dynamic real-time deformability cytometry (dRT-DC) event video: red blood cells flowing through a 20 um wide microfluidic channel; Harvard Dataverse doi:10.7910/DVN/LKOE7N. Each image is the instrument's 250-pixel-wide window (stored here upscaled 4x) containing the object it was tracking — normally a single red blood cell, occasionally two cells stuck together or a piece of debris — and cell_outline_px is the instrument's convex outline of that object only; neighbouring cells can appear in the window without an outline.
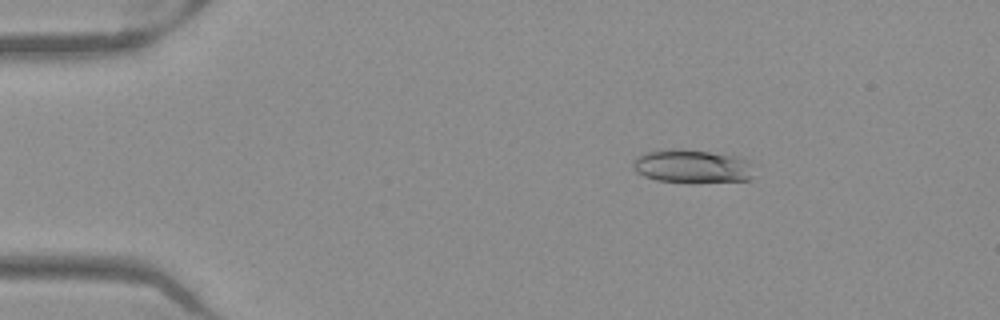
{"species": "Egyptian fruit bat (a non-hibernating species)", "species_latin": "Rousettus aegyptiacus", "temperature_condition": "warm", "stored_images_in_passage": 52, "camera_frame_rate_fps": 3000, "um_per_image_px": 0.085, "frame": {"image": 1, "passage_image": 9, "time_ms": 2.667, "image_size_px": [1000, 320], "cell_outline_px": [[756, 164], [752, 176], [748, 180], [692, 184], [688, 184], [656, 180], [644, 176], [636, 172], [632, 168], [632, 164], [636, 156], [644, 152], [672, 148], [680, 148], [736, 156], [748, 160]], "centroid_in_image_um": [58.85, 14.16], "position_along_channel_um": 26.2, "area_um2": 24.51}}
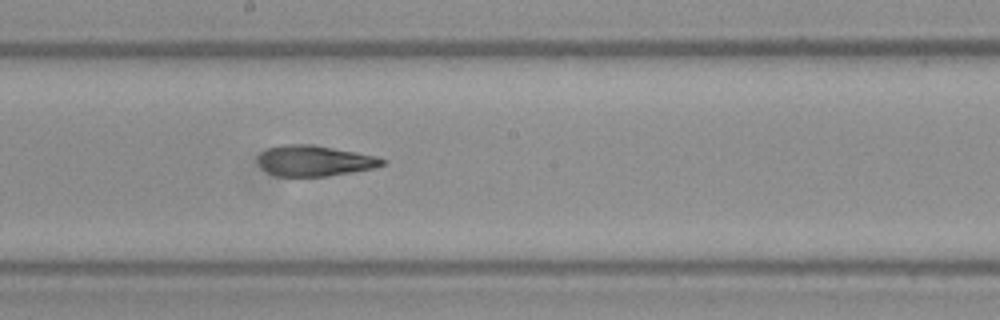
{"frame": {"image": 2, "passage_image": 29, "time_ms": 9.333, "image_size_px": [1000, 320], "cell_outline_px": [[388, 160], [384, 164], [376, 168], [328, 176], [276, 176], [268, 172], [260, 164], [260, 156], [268, 148], [284, 144], [312, 144], [356, 152], [376, 156]], "centroid_in_image_um": [26.81, 13.67], "position_along_channel_um": 221.4, "area_um2": 22.02}}
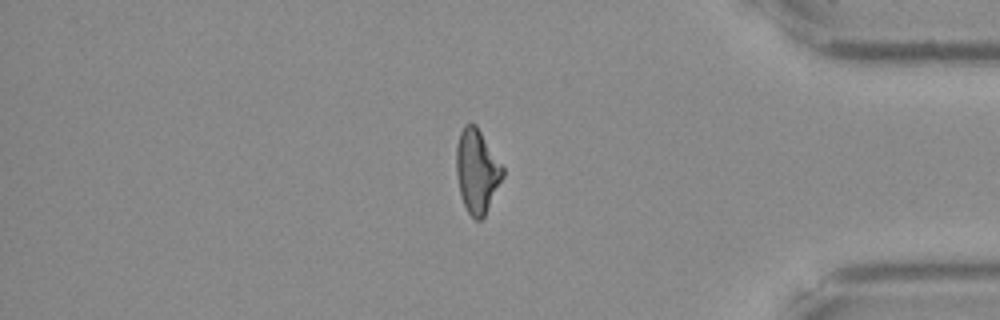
{"frame": {"image": 3, "passage_image": 44, "time_ms": 14.333, "image_size_px": [1000, 320], "cell_outline_px": [[504, 176], [484, 216], [480, 220], [476, 220], [468, 212], [464, 204], [460, 192], [456, 172], [456, 144], [460, 132], [464, 124], [476, 124], [504, 168]], "centroid_in_image_um": [40.54, 14.52], "position_along_channel_um": 394.7, "area_um2": 22.48}, "authors_computed_cell_mechanics": {"area_um2": 22.9177, "velocity_mm_per_s": 3.9974, "shape_relaxation_time_tau1_ms": 5.4861, "shape_relaxation_time_tau2_ms": 2.7371, "deformation_change_tau1": 0.2095, "deformation_change_tau2": 0.1015}}